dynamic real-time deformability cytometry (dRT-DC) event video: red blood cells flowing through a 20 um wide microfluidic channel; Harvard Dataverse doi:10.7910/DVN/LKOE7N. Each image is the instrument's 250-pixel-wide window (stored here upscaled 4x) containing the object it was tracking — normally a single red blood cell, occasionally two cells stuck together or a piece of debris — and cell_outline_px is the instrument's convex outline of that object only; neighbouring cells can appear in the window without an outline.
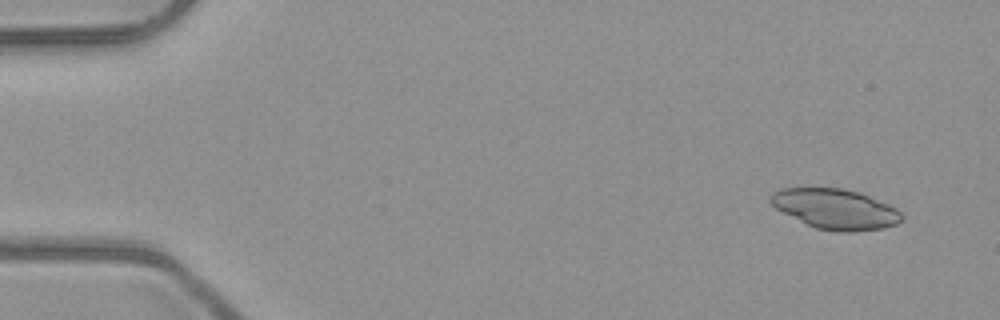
{"species": "common noctule bat (a hibernating species)", "species_latin": "Nyctalus noctula", "temperature_condition": "room temperature", "stored_images_in_passage": 4, "camera_frame_rate_fps": 3000, "um_per_image_px": 0.085, "animal": {"sex": "male", "body_mass_g": 23.1, "forearm_length_mm": 52.7}, "frame": {"image": 1, "passage_image": 1, "time_ms": 0.0, "image_size_px": [1000, 320], "cell_outline_px": [[904, 216], [896, 224], [884, 228], [852, 232], [840, 232], [816, 228], [776, 208], [768, 200], [772, 192], [784, 188], [840, 188], [856, 192], [868, 196], [888, 204], [896, 208]], "centroid_in_image_um": [71.02, 17.77], "position_along_channel_um": 14.0, "area_um2": 30.23}}